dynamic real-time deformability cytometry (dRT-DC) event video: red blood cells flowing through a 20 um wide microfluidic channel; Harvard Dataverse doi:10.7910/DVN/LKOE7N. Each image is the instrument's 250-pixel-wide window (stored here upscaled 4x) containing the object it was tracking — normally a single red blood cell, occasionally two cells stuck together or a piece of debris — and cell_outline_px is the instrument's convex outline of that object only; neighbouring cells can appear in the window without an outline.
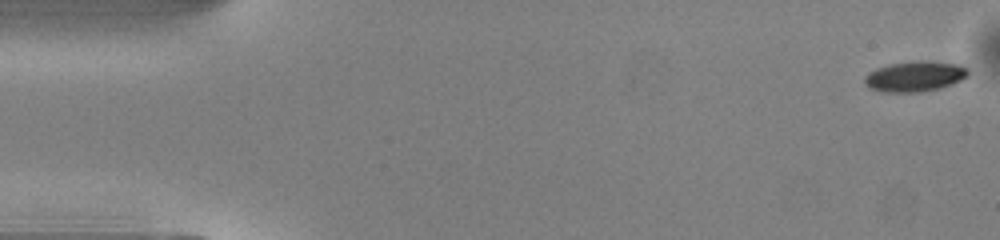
{"species": "common noctule bat (a hibernating species)", "species_latin": "Nyctalus noctula", "temperature_condition": "warm", "stored_images_in_passage": 50, "camera_frame_rate_fps": 3000, "um_per_image_px": 0.085, "animal": {"sex": "male", "body_mass_g": 13.0, "forearm_length_mm": 53.1}, "frame": {"image": 1, "passage_image": 1, "time_ms": 0.0, "image_size_px": [1000, 240], "cell_outline_px": [[968, 76], [952, 84], [940, 88], [920, 92], [884, 92], [868, 88], [864, 84], [864, 76], [868, 72], [876, 68], [888, 64], [916, 60], [924, 60], [960, 64], [968, 68]], "centroid_in_image_um": [77.74, 6.48], "position_along_channel_um": 7.3, "area_um2": 18.67}}
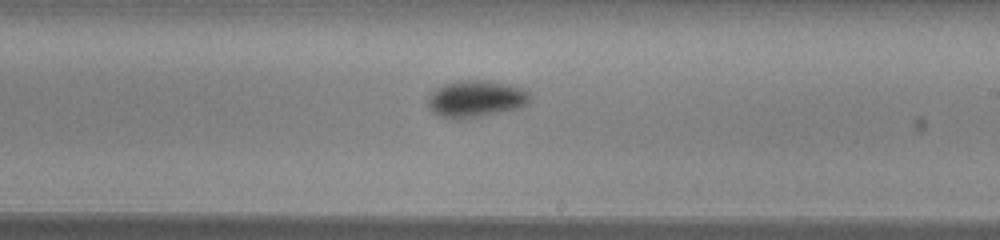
{"frame": {"image": 2, "passage_image": 29, "time_ms": 9.333, "image_size_px": [1000, 240], "cell_outline_px": [[532, 100], [528, 104], [520, 108], [460, 120], [456, 120], [436, 116], [428, 108], [428, 96], [436, 88], [452, 80], [492, 80], [524, 88], [532, 96]], "centroid_in_image_um": [40.45, 8.4], "position_along_channel_um": 248.6, "area_um2": 22.6}}
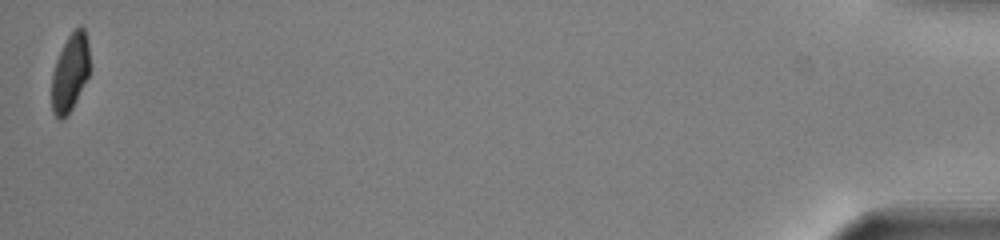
{"frame": {"image": 3, "passage_image": 50, "time_ms": 16.333, "image_size_px": [1000, 240], "cell_outline_px": [[88, 76], [72, 108], [60, 120], [52, 112], [52, 76], [56, 60], [68, 36], [80, 24], [84, 28], [88, 44]], "centroid_in_image_um": [5.95, 6.16], "position_along_channel_um": 429.3, "area_um2": 16.7}, "authors_computed_cell_mechanics": {"area_um2": 19.3341, "velocity_mm_per_s": 4.0699, "shape_relaxation_time_tau1_ms": 2.4899, "shape_relaxation_time_tau2_ms": null, "deformation_change_tau1": 0.1136, "deformation_change_tau2": null}}